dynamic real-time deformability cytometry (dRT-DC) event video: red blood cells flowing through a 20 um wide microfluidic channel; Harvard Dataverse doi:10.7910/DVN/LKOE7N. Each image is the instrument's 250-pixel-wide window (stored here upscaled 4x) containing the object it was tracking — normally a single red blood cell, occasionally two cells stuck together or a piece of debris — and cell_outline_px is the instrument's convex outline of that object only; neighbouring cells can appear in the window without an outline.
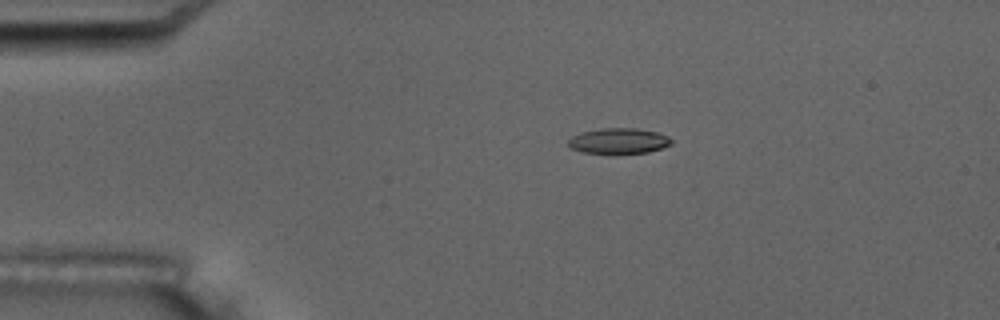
{"species": "common noctule bat (a hibernating species)", "species_latin": "Nyctalus noctula", "temperature_condition": "room temperature", "stored_images_in_passage": 7, "camera_frame_rate_fps": 3000, "um_per_image_px": 0.085, "animal": {"sex": "male", "body_mass_g": 17.5, "forearm_length_mm": 52.3}, "frame": {"image": 1, "passage_image": 4, "time_ms": 3.667, "image_size_px": [1000, 320], "cell_outline_px": [[672, 144], [648, 152], [616, 156], [584, 152], [568, 148], [568, 140], [572, 136], [580, 132], [600, 128], [636, 128], [656, 132], [668, 136], [672, 140]], "centroid_in_image_um": [52.55, 12.01], "position_along_channel_um": 32.5, "area_um2": 16.01}}